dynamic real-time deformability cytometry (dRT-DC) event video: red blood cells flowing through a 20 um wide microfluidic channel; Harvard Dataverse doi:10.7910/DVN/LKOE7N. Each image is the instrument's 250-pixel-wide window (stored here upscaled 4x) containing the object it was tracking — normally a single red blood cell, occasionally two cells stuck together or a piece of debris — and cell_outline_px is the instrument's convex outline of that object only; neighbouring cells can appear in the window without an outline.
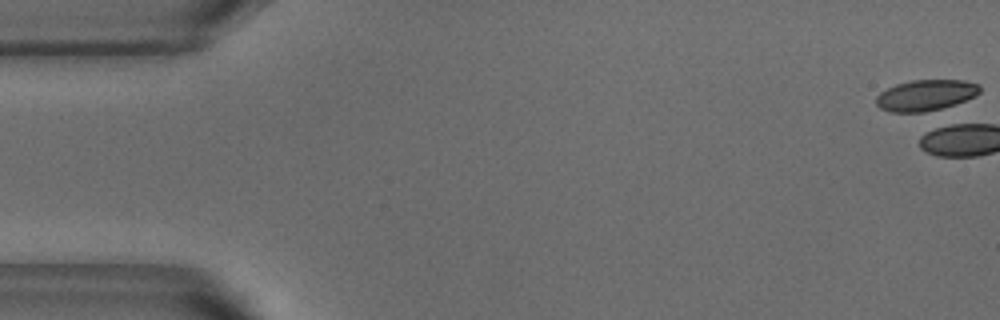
{"species": "common noctule bat (a hibernating species)", "species_latin": "Nyctalus noctula", "temperature_condition": "warm", "stored_images_in_passage": 1, "camera_frame_rate_fps": 3000, "um_per_image_px": 0.085, "animal": {"sex": "male", "body_mass_g": 18.8}, "frame": {"image": 1, "passage_image": 1, "time_ms": 0.0, "image_size_px": [1000, 320], "cell_outline_px": [[980, 92], [976, 96], [956, 104], [924, 112], [888, 112], [880, 108], [876, 104], [876, 96], [880, 92], [896, 84], [912, 80], [964, 80], [980, 84]], "centroid_in_image_um": [78.69, 8.09], "position_along_channel_um": 6.3, "area_um2": 18.79}}